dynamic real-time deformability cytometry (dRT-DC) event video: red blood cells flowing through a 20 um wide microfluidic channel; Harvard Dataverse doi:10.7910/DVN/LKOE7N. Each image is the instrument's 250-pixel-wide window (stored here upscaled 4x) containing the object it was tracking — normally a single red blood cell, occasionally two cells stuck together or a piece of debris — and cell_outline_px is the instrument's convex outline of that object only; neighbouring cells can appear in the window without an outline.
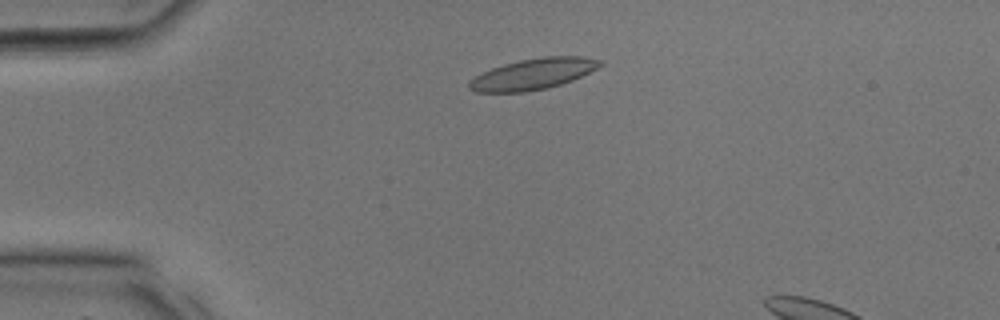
{"species": "common noctule bat (a hibernating species)", "species_latin": "Nyctalus noctula", "temperature_condition": "room temperature", "stored_images_in_passage": 8, "camera_frame_rate_fps": 3000, "um_per_image_px": 0.085, "animal": {"sex": "male", "body_mass_g": 17.9, "forearm_length_mm": 54.2}, "frame": {"image": 1, "passage_image": 5, "time_ms": 1.333, "image_size_px": [1000, 320], "cell_outline_px": [[604, 64], [572, 80], [548, 88], [524, 92], [476, 92], [468, 88], [468, 84], [476, 76], [492, 68], [504, 64], [520, 60], [544, 56], [580, 56], [604, 60]], "centroid_in_image_um": [45.34, 6.28], "position_along_channel_um": 39.7, "area_um2": 23.41}}